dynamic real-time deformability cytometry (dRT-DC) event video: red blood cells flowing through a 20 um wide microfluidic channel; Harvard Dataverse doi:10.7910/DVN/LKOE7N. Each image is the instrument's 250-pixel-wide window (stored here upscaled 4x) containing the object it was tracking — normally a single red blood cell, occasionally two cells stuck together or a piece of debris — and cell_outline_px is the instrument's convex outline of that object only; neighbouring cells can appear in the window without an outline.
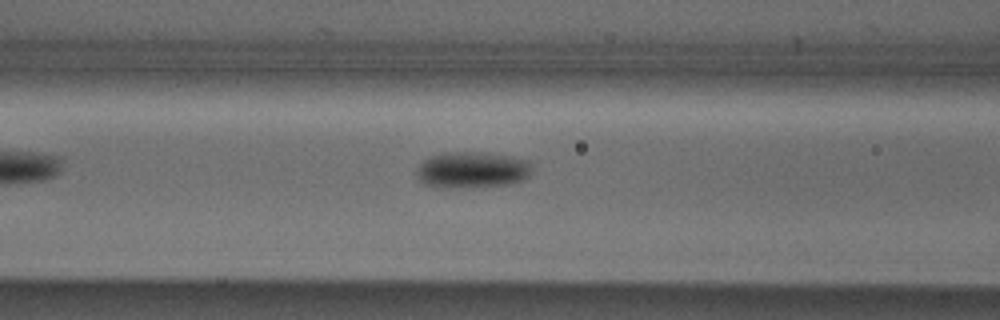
{"species": "Egyptian fruit bat (a non-hibernating species)", "species_latin": "Rousettus aegyptiacus", "temperature_condition": "cold", "stored_images_in_passage": 8, "camera_frame_rate_fps": 3000, "um_per_image_px": 0.085, "animal": {"sex": "male"}, "frame": {"image": 1, "passage_image": 6, "time_ms": 1.667, "image_size_px": [1000, 320], "cell_outline_px": [[532, 172], [524, 180], [508, 184], [448, 188], [436, 188], [424, 184], [416, 176], [416, 168], [428, 156], [444, 152], [484, 152], [532, 160]], "centroid_in_image_um": [40.12, 14.43], "position_along_channel_um": 126.5, "area_um2": 24.8}}